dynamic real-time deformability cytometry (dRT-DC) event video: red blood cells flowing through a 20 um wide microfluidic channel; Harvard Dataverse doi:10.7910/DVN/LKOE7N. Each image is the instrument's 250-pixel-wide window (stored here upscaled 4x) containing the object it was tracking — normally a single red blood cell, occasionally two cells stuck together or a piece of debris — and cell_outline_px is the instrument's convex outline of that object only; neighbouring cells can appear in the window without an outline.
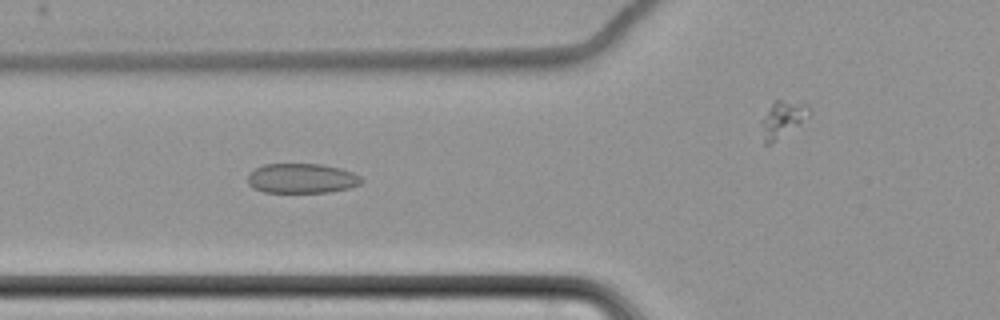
{"species": "common noctule bat (a hibernating species)", "species_latin": "Nyctalus noctula", "temperature_condition": "cold", "stored_images_in_passage": 11, "segment_of_instrument_passage": [1, 2], "camera_frame_rate_fps": 3000, "um_per_image_px": 0.085, "animal": {"sex": "female", "body_mass_g": 22.7, "forearm_length_mm": 54.2}, "frame": {"image": 1, "passage_image": 7, "time_ms": 8.0, "image_size_px": [1000, 320], "cell_outline_px": [[364, 180], [360, 184], [348, 188], [328, 192], [264, 192], [252, 188], [248, 184], [248, 176], [256, 168], [264, 164], [320, 164], [340, 168], [352, 172], [360, 176]], "centroid_in_image_um": [25.65, 15.16], "position_along_channel_um": 100.2, "area_um2": 19.65}}